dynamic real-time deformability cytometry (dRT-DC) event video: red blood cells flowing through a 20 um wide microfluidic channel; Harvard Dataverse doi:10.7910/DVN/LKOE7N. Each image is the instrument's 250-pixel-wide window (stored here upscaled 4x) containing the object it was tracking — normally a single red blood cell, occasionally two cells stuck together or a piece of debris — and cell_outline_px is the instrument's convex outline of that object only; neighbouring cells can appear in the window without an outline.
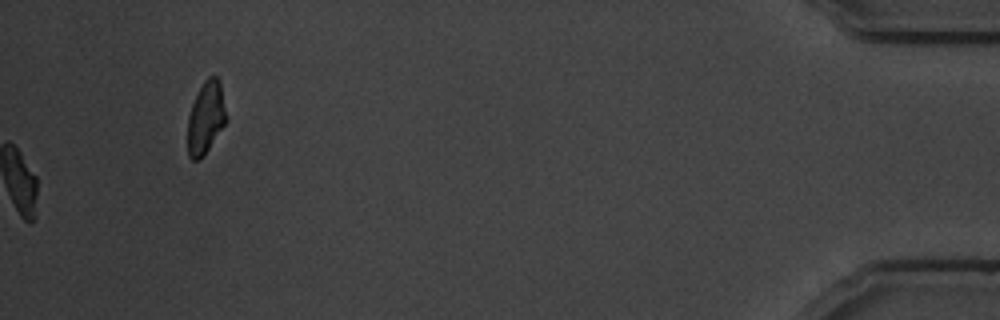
{"species": "common noctule bat (a hibernating species)", "species_latin": "Nyctalus noctula", "temperature_condition": "warm", "stored_images_in_passage": 43, "camera_frame_rate_fps": 3000, "um_per_image_px": 0.085, "animal": {"sex": "male", "body_mass_g": 19.5, "forearm_length_mm": 54.6}, "frame": {"image": 1, "passage_image": 43, "time_ms": 14.0, "image_size_px": [1000, 320], "cell_outline_px": [[224, 124], [200, 160], [192, 160], [188, 156], [188, 116], [192, 104], [204, 80], [208, 76], [216, 76], [220, 80], [224, 108]], "centroid_in_image_um": [17.45, 10.0], "position_along_channel_um": 417.7, "area_um2": 15.66}, "authors_computed_cell_mechanics": {"area_um2": 17.051, "velocity_mm_per_s": 3.4703, "shape_relaxation_time_tau1_ms": 2.7545, "shape_relaxation_time_tau2_ms": 8.4235, "deformation_change_tau1": 0.1304, "deformation_change_tau2": 0.1516}}